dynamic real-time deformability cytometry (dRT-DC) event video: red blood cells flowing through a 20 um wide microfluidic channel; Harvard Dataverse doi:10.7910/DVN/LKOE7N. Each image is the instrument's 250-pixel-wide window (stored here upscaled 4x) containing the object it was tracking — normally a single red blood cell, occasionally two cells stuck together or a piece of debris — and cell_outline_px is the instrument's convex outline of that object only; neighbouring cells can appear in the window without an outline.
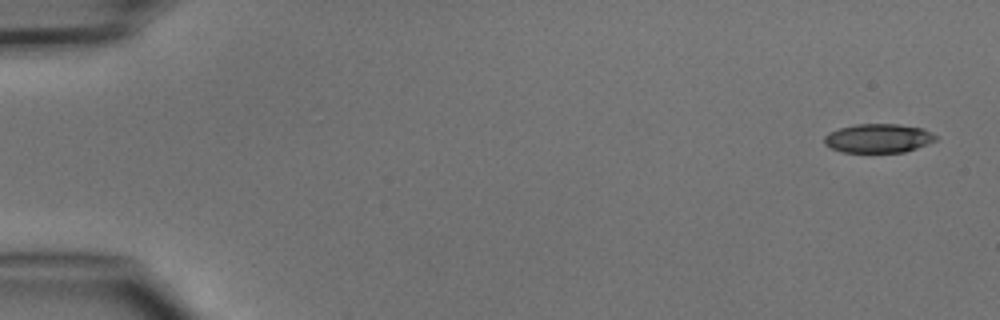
{"species": "common noctule bat (a hibernating species)", "species_latin": "Nyctalus noctula", "temperature_condition": "cold", "stored_images_in_passage": 4, "camera_frame_rate_fps": 3000, "um_per_image_px": 0.085, "animal": {"sex": "male", "body_mass_g": 15.6}, "frame": {"image": 1, "passage_image": 1, "time_ms": 0.0, "image_size_px": [1000, 320], "cell_outline_px": [[936, 140], [916, 148], [904, 152], [840, 152], [824, 144], [824, 136], [828, 132], [840, 128], [856, 124], [896, 124], [920, 128], [932, 132], [936, 136]], "centroid_in_image_um": [74.62, 11.75], "position_along_channel_um": 10.4, "area_um2": 18.67}}
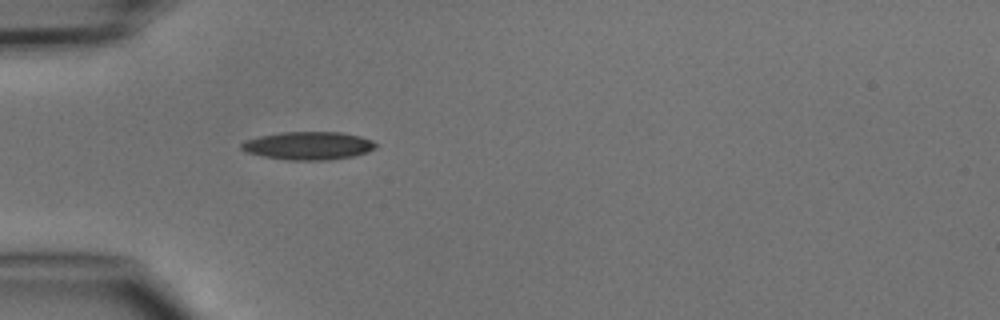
{"frame": {"image": 2, "passage_image": 4, "time_ms": 4.333, "image_size_px": [1000, 320], "cell_outline_px": [[376, 148], [368, 152], [352, 156], [328, 160], [288, 160], [264, 156], [244, 152], [240, 148], [240, 144], [244, 140], [260, 136], [280, 132], [340, 132], [360, 136], [372, 140], [376, 144]], "centroid_in_image_um": [26.18, 12.38], "position_along_channel_um": 58.8, "area_um2": 22.02}}